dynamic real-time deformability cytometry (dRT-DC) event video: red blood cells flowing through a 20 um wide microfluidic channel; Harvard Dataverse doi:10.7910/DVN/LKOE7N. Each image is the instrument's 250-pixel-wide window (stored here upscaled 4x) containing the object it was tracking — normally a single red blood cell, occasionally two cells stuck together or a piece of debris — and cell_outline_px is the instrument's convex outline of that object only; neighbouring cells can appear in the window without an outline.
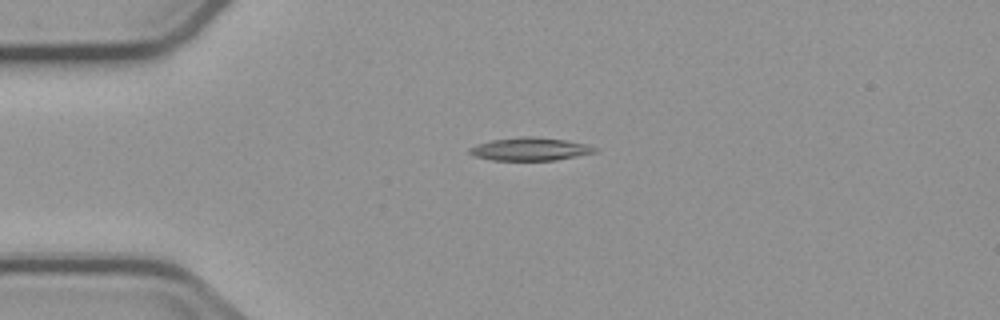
{"species": "common noctule bat (a hibernating species)", "species_latin": "Nyctalus noctula", "temperature_condition": "cold", "stored_images_in_passage": 2, "camera_frame_rate_fps": 3000, "um_per_image_px": 0.085, "animal": {"sex": "male", "body_mass_g": 23.1, "forearm_length_mm": 52.7}, "frame": {"image": 1, "passage_image": 1, "time_ms": 0.0, "image_size_px": [1000, 320], "cell_outline_px": [[600, 148], [596, 152], [556, 160], [492, 160], [472, 156], [468, 152], [468, 148], [476, 144], [492, 140], [524, 136], [532, 136], [564, 140], [588, 144]], "centroid_in_image_um": [45.05, 12.67], "position_along_channel_um": 40.0, "area_um2": 16.88}}